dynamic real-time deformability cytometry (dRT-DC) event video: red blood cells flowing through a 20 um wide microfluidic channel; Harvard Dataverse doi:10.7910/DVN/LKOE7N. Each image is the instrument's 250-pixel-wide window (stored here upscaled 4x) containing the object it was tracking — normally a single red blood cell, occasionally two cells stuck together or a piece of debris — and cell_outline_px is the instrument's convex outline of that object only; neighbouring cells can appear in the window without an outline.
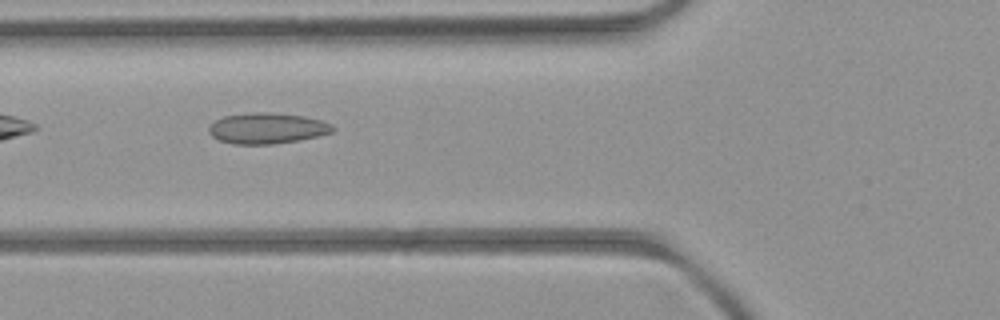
{"species": "common noctule bat (a hibernating species)", "species_latin": "Nyctalus noctula", "temperature_condition": "room temperature", "stored_images_in_passage": 7, "camera_frame_rate_fps": 3000, "um_per_image_px": 0.085, "animal": {"sex": "female", "body_mass_g": 21.9}, "frame": {"image": 1, "passage_image": 5, "time_ms": 4.333, "image_size_px": [1000, 320], "cell_outline_px": [[336, 128], [332, 132], [316, 136], [296, 140], [272, 144], [232, 144], [220, 140], [212, 136], [208, 132], [208, 128], [216, 120], [224, 116], [252, 112], [272, 112], [304, 116], [320, 120], [332, 124]], "centroid_in_image_um": [22.69, 10.89], "position_along_channel_um": 103.1, "area_um2": 22.14}}
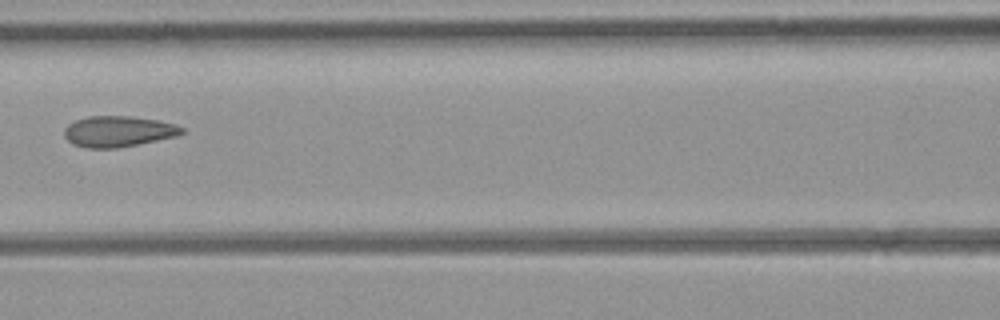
{"frame": {"image": 2, "passage_image": 6, "time_ms": 5.667, "image_size_px": [1000, 320], "cell_outline_px": [[184, 132], [176, 136], [116, 148], [88, 148], [72, 144], [64, 136], [64, 128], [68, 124], [76, 120], [88, 116], [132, 116], [160, 120], [176, 124], [184, 128]], "centroid_in_image_um": [10.04, 11.16], "position_along_channel_um": 156.6, "area_um2": 21.15}}
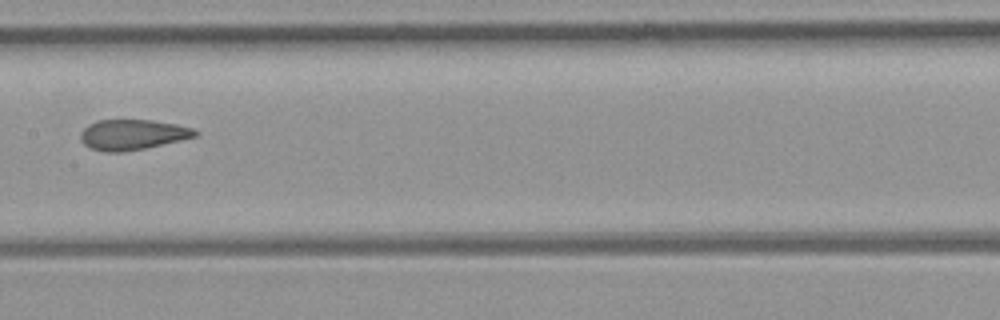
{"frame": {"image": 3, "passage_image": 7, "time_ms": 6.667, "image_size_px": [1000, 320], "cell_outline_px": [[200, 132], [196, 136], [180, 140], [144, 148], [124, 152], [104, 152], [92, 148], [84, 144], [80, 140], [80, 132], [88, 124], [96, 120], [152, 120], [176, 124], [192, 128]], "centroid_in_image_um": [11.23, 11.44], "position_along_channel_um": 196.2, "area_um2": 20.23}}